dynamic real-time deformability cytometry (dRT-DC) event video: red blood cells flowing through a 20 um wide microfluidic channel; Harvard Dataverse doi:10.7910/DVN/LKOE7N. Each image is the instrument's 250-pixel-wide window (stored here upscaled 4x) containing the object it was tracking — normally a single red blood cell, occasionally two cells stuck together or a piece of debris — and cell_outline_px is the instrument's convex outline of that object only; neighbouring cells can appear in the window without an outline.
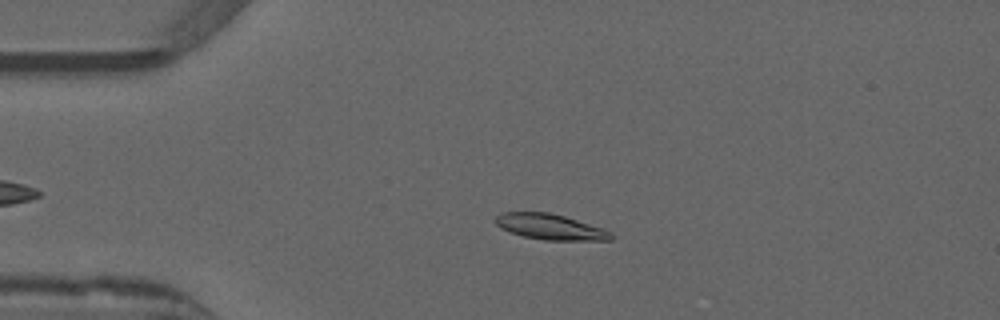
{"species": "common noctule bat (a hibernating species)", "species_latin": "Nyctalus noctula", "temperature_condition": "warm", "stored_images_in_passage": 48, "camera_frame_rate_fps": 3000, "um_per_image_px": 0.085, "animal": {"sex": "male", "forearm_length_mm": 52.5}, "frame": {"image": 1, "passage_image": 12, "time_ms": 3.667, "image_size_px": [1000, 320], "cell_outline_px": [[616, 236], [612, 240], [544, 240], [524, 236], [508, 232], [500, 228], [492, 220], [496, 216], [504, 212], [548, 212], [564, 216], [604, 228], [612, 232]], "centroid_in_image_um": [46.78, 19.28], "position_along_channel_um": 38.2, "area_um2": 17.46}}
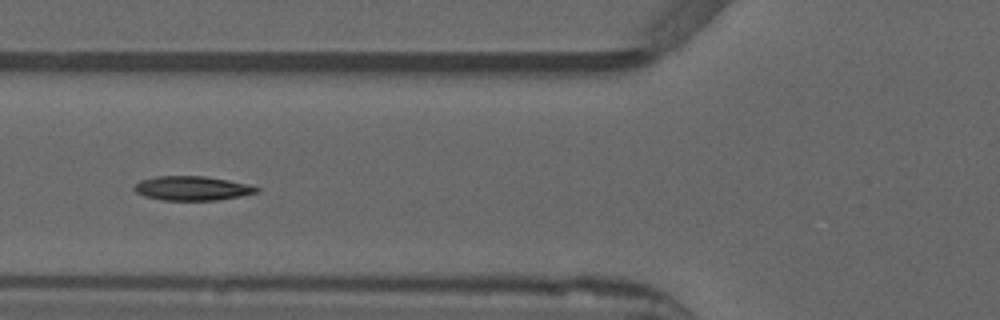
{"frame": {"image": 2, "passage_image": 20, "time_ms": 6.333, "image_size_px": [1000, 320], "cell_outline_px": [[260, 192], [240, 196], [216, 200], [160, 200], [144, 196], [136, 192], [132, 188], [140, 180], [156, 176], [204, 176], [228, 180], [248, 184], [260, 188]], "centroid_in_image_um": [16.32, 16.0], "position_along_channel_um": 109.5, "area_um2": 17.34}}
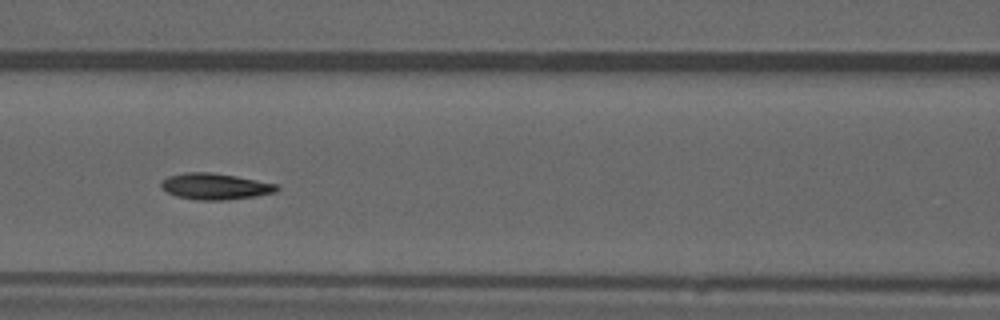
{"frame": {"image": 3, "passage_image": 23, "time_ms": 7.333, "image_size_px": [1000, 320], "cell_outline_px": [[280, 188], [276, 192], [256, 196], [224, 200], [196, 200], [176, 196], [168, 192], [160, 184], [160, 180], [168, 176], [184, 172], [212, 172], [236, 176], [280, 184]], "centroid_in_image_um": [18.31, 15.83], "position_along_channel_um": 148.3, "area_um2": 17.86}, "authors_computed_cell_mechanics": {"area_um2": 17.051, "velocity_mm_per_s": 3.8654, "shape_relaxation_time_tau1_ms": 4.9169, "shape_relaxation_time_tau2_ms": 1.8389, "deformation_change_tau1": 0.1788, "deformation_change_tau2": 0.0554}}